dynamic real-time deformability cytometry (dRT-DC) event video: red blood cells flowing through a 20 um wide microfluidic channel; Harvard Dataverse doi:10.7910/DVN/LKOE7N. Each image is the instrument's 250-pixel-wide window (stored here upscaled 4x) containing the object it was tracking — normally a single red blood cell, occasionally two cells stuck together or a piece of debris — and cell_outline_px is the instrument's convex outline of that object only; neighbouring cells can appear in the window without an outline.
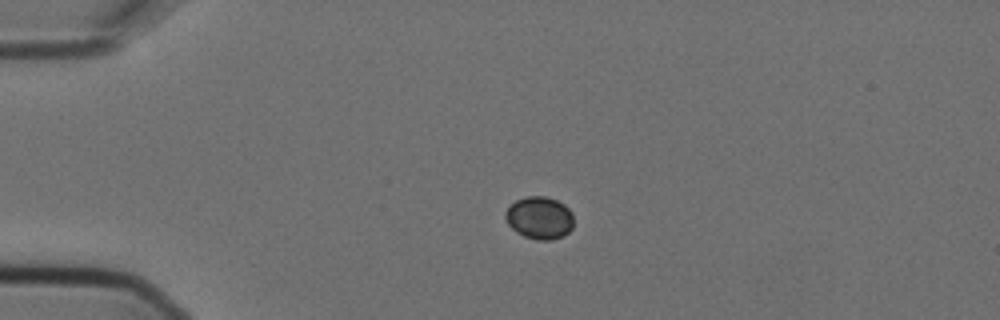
{"species": "Egyptian fruit bat (a non-hibernating species)", "species_latin": "Rousettus aegyptiacus", "temperature_condition": "cold", "stored_images_in_passage": 4, "camera_frame_rate_fps": 3000, "um_per_image_px": 0.085, "animal": {"sex": "female"}, "frame": {"image": 1, "passage_image": 3, "time_ms": 0.667, "image_size_px": [1000, 320], "cell_outline_px": [[572, 228], [564, 236], [552, 240], [536, 240], [524, 236], [516, 232], [508, 224], [504, 216], [504, 212], [516, 200], [524, 196], [544, 196], [556, 200], [564, 204], [572, 212]], "centroid_in_image_um": [45.85, 18.52], "position_along_channel_um": 39.2, "area_um2": 16.99}}